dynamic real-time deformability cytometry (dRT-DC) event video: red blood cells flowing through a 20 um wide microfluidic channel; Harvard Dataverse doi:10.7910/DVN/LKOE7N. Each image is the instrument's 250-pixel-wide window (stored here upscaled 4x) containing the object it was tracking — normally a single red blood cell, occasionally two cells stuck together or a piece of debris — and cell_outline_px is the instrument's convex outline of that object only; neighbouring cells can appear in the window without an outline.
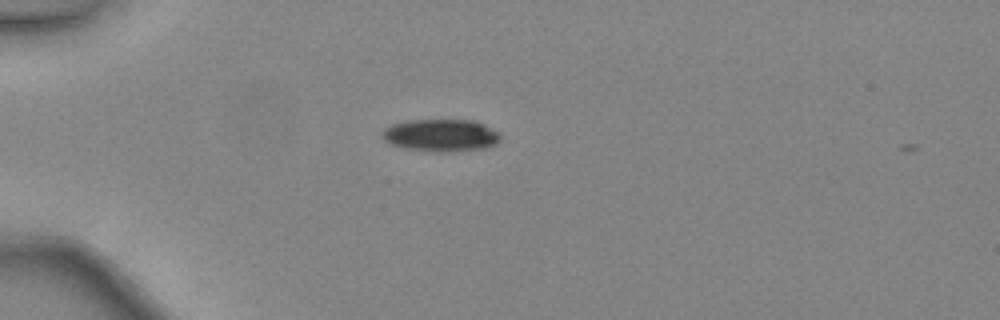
{"species": "common noctule bat (a hibernating species)", "species_latin": "Nyctalus noctula", "temperature_condition": "warm", "stored_images_in_passage": 35, "camera_frame_rate_fps": 3000, "um_per_image_px": 0.085, "animal": {"sex": "female", "body_mass_g": 24.6, "forearm_length_mm": 56.2}, "frame": {"image": 1, "passage_image": 2, "time_ms": 0.333, "image_size_px": [1000, 320], "cell_outline_px": [[500, 140], [496, 144], [488, 148], [452, 152], [436, 152], [404, 148], [388, 144], [380, 136], [380, 132], [384, 128], [392, 124], [408, 120], [476, 120], [500, 132]], "centroid_in_image_um": [37.47, 11.51], "position_along_channel_um": 47.5, "area_um2": 22.83}}
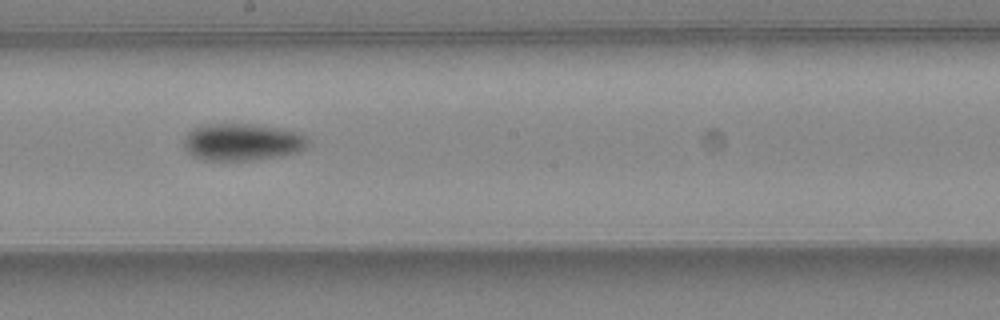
{"frame": {"image": 2, "passage_image": 16, "time_ms": 5.0, "image_size_px": [1000, 320], "cell_outline_px": [[308, 144], [300, 152], [280, 156], [252, 160], [204, 160], [192, 156], [184, 148], [184, 136], [192, 128], [204, 124], [256, 124], [284, 128], [300, 132], [308, 140]], "centroid_in_image_um": [20.59, 12.06], "position_along_channel_um": 227.6, "area_um2": 27.22}}
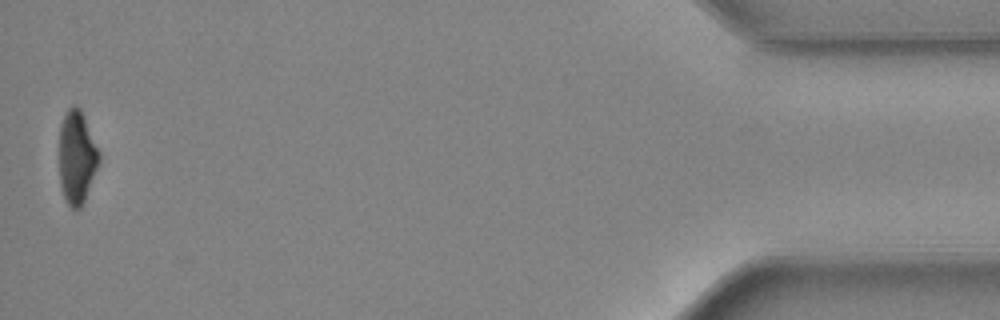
{"frame": {"image": 3, "passage_image": 35, "time_ms": 11.333, "image_size_px": [1000, 320], "cell_outline_px": [[100, 164], [84, 200], [80, 208], [72, 208], [68, 204], [64, 196], [60, 184], [60, 124], [68, 108], [72, 104], [76, 104], [80, 108], [84, 116], [100, 152]], "centroid_in_image_um": [6.55, 13.33], "position_along_channel_um": 428.7, "area_um2": 21.62}, "authors_computed_cell_mechanics": {"area_um2": 24.7384, "velocity_mm_per_s": 4.4808, "shape_relaxation_time_tau1_ms": 3.062, "shape_relaxation_time_tau2_ms": null, "deformation_change_tau1": 0.1217, "deformation_change_tau2": null}}